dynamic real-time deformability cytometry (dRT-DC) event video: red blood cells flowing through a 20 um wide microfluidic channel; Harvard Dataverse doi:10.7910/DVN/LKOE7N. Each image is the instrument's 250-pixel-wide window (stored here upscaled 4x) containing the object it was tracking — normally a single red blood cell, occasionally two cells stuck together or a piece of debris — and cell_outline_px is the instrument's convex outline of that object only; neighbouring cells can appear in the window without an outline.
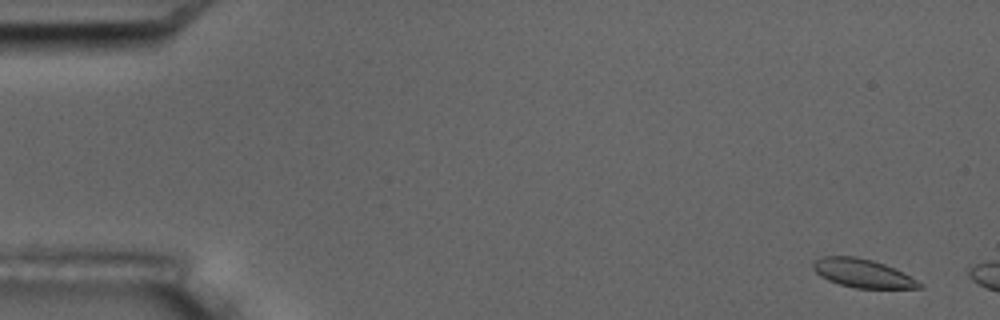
{"species": "common noctule bat (a hibernating species)", "species_latin": "Nyctalus noctula", "temperature_condition": "room temperature", "stored_images_in_passage": 3, "camera_frame_rate_fps": 3000, "um_per_image_px": 0.085, "animal": {"sex": "male", "body_mass_g": 17.5, "forearm_length_mm": 52.3}, "frame": {"image": 1, "passage_image": 1, "time_ms": 0.0, "image_size_px": [1000, 320], "cell_outline_px": [[924, 288], [856, 288], [840, 284], [828, 280], [820, 276], [812, 268], [812, 264], [816, 260], [824, 256], [856, 256], [872, 260], [884, 264], [924, 284]], "centroid_in_image_um": [73.29, 23.23], "position_along_channel_um": 11.7, "area_um2": 17.4}}